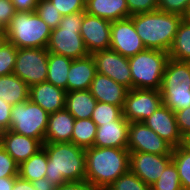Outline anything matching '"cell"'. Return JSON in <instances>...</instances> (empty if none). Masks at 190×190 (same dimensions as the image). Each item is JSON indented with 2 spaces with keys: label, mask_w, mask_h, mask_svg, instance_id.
I'll list each match as a JSON object with an SVG mask.
<instances>
[{
  "label": "cell",
  "mask_w": 190,
  "mask_h": 190,
  "mask_svg": "<svg viewBox=\"0 0 190 190\" xmlns=\"http://www.w3.org/2000/svg\"><path fill=\"white\" fill-rule=\"evenodd\" d=\"M168 54L170 59L190 62V21L183 18Z\"/></svg>",
  "instance_id": "83f0119b"
},
{
  "label": "cell",
  "mask_w": 190,
  "mask_h": 190,
  "mask_svg": "<svg viewBox=\"0 0 190 190\" xmlns=\"http://www.w3.org/2000/svg\"><path fill=\"white\" fill-rule=\"evenodd\" d=\"M143 123L173 148L185 143L179 132L174 111L163 104Z\"/></svg>",
  "instance_id": "2e32d148"
},
{
  "label": "cell",
  "mask_w": 190,
  "mask_h": 190,
  "mask_svg": "<svg viewBox=\"0 0 190 190\" xmlns=\"http://www.w3.org/2000/svg\"><path fill=\"white\" fill-rule=\"evenodd\" d=\"M16 177L0 178V190H12Z\"/></svg>",
  "instance_id": "7dc6e473"
},
{
  "label": "cell",
  "mask_w": 190,
  "mask_h": 190,
  "mask_svg": "<svg viewBox=\"0 0 190 190\" xmlns=\"http://www.w3.org/2000/svg\"><path fill=\"white\" fill-rule=\"evenodd\" d=\"M47 153L42 147L18 167V176L33 182L46 176Z\"/></svg>",
  "instance_id": "4316f807"
},
{
  "label": "cell",
  "mask_w": 190,
  "mask_h": 190,
  "mask_svg": "<svg viewBox=\"0 0 190 190\" xmlns=\"http://www.w3.org/2000/svg\"><path fill=\"white\" fill-rule=\"evenodd\" d=\"M35 12L51 29L57 28L63 17L49 0H38Z\"/></svg>",
  "instance_id": "d6a6232c"
},
{
  "label": "cell",
  "mask_w": 190,
  "mask_h": 190,
  "mask_svg": "<svg viewBox=\"0 0 190 190\" xmlns=\"http://www.w3.org/2000/svg\"><path fill=\"white\" fill-rule=\"evenodd\" d=\"M172 161L177 167L183 190H190V143L173 148Z\"/></svg>",
  "instance_id": "f546056e"
},
{
  "label": "cell",
  "mask_w": 190,
  "mask_h": 190,
  "mask_svg": "<svg viewBox=\"0 0 190 190\" xmlns=\"http://www.w3.org/2000/svg\"><path fill=\"white\" fill-rule=\"evenodd\" d=\"M105 190H150V186L129 170L117 178Z\"/></svg>",
  "instance_id": "836d02e7"
},
{
  "label": "cell",
  "mask_w": 190,
  "mask_h": 190,
  "mask_svg": "<svg viewBox=\"0 0 190 190\" xmlns=\"http://www.w3.org/2000/svg\"><path fill=\"white\" fill-rule=\"evenodd\" d=\"M129 17L138 13L153 12L158 10V0H126Z\"/></svg>",
  "instance_id": "f35d334b"
},
{
  "label": "cell",
  "mask_w": 190,
  "mask_h": 190,
  "mask_svg": "<svg viewBox=\"0 0 190 190\" xmlns=\"http://www.w3.org/2000/svg\"><path fill=\"white\" fill-rule=\"evenodd\" d=\"M128 88L115 82L110 77L97 72L89 88L97 102L109 103L123 109Z\"/></svg>",
  "instance_id": "ac0fdd59"
},
{
  "label": "cell",
  "mask_w": 190,
  "mask_h": 190,
  "mask_svg": "<svg viewBox=\"0 0 190 190\" xmlns=\"http://www.w3.org/2000/svg\"><path fill=\"white\" fill-rule=\"evenodd\" d=\"M171 161L172 155L130 152L129 170L148 186H151Z\"/></svg>",
  "instance_id": "9a60e30c"
},
{
  "label": "cell",
  "mask_w": 190,
  "mask_h": 190,
  "mask_svg": "<svg viewBox=\"0 0 190 190\" xmlns=\"http://www.w3.org/2000/svg\"><path fill=\"white\" fill-rule=\"evenodd\" d=\"M0 35H6V26L0 21Z\"/></svg>",
  "instance_id": "c3c4849f"
},
{
  "label": "cell",
  "mask_w": 190,
  "mask_h": 190,
  "mask_svg": "<svg viewBox=\"0 0 190 190\" xmlns=\"http://www.w3.org/2000/svg\"><path fill=\"white\" fill-rule=\"evenodd\" d=\"M190 0H158V10L167 13L179 14L184 17Z\"/></svg>",
  "instance_id": "74e56055"
},
{
  "label": "cell",
  "mask_w": 190,
  "mask_h": 190,
  "mask_svg": "<svg viewBox=\"0 0 190 190\" xmlns=\"http://www.w3.org/2000/svg\"><path fill=\"white\" fill-rule=\"evenodd\" d=\"M12 105L0 98V132L10 129Z\"/></svg>",
  "instance_id": "b9f144b4"
},
{
  "label": "cell",
  "mask_w": 190,
  "mask_h": 190,
  "mask_svg": "<svg viewBox=\"0 0 190 190\" xmlns=\"http://www.w3.org/2000/svg\"><path fill=\"white\" fill-rule=\"evenodd\" d=\"M183 18L186 19L187 21H190V4H189L188 10Z\"/></svg>",
  "instance_id": "f907efd6"
},
{
  "label": "cell",
  "mask_w": 190,
  "mask_h": 190,
  "mask_svg": "<svg viewBox=\"0 0 190 190\" xmlns=\"http://www.w3.org/2000/svg\"><path fill=\"white\" fill-rule=\"evenodd\" d=\"M48 50L46 48L17 49L13 74L29 87L47 80Z\"/></svg>",
  "instance_id": "9c48e42d"
},
{
  "label": "cell",
  "mask_w": 190,
  "mask_h": 190,
  "mask_svg": "<svg viewBox=\"0 0 190 190\" xmlns=\"http://www.w3.org/2000/svg\"><path fill=\"white\" fill-rule=\"evenodd\" d=\"M91 55L98 73L110 77L129 90L132 89V76L127 57L122 56L112 49L97 51Z\"/></svg>",
  "instance_id": "7c38bea8"
},
{
  "label": "cell",
  "mask_w": 190,
  "mask_h": 190,
  "mask_svg": "<svg viewBox=\"0 0 190 190\" xmlns=\"http://www.w3.org/2000/svg\"><path fill=\"white\" fill-rule=\"evenodd\" d=\"M168 59V52L153 49L129 57L132 88L160 90Z\"/></svg>",
  "instance_id": "52a82bcc"
},
{
  "label": "cell",
  "mask_w": 190,
  "mask_h": 190,
  "mask_svg": "<svg viewBox=\"0 0 190 190\" xmlns=\"http://www.w3.org/2000/svg\"><path fill=\"white\" fill-rule=\"evenodd\" d=\"M133 25L146 49L169 52L183 16L162 11L131 15Z\"/></svg>",
  "instance_id": "3957f363"
},
{
  "label": "cell",
  "mask_w": 190,
  "mask_h": 190,
  "mask_svg": "<svg viewBox=\"0 0 190 190\" xmlns=\"http://www.w3.org/2000/svg\"><path fill=\"white\" fill-rule=\"evenodd\" d=\"M174 113L180 134L186 143H190V107L175 111Z\"/></svg>",
  "instance_id": "ab89813d"
},
{
  "label": "cell",
  "mask_w": 190,
  "mask_h": 190,
  "mask_svg": "<svg viewBox=\"0 0 190 190\" xmlns=\"http://www.w3.org/2000/svg\"><path fill=\"white\" fill-rule=\"evenodd\" d=\"M85 181L97 190H105L129 171L130 152L127 148L95 147L85 149Z\"/></svg>",
  "instance_id": "6da1fadb"
},
{
  "label": "cell",
  "mask_w": 190,
  "mask_h": 190,
  "mask_svg": "<svg viewBox=\"0 0 190 190\" xmlns=\"http://www.w3.org/2000/svg\"><path fill=\"white\" fill-rule=\"evenodd\" d=\"M12 190H35L32 182L24 180L17 176L14 181V186Z\"/></svg>",
  "instance_id": "bcb514c9"
},
{
  "label": "cell",
  "mask_w": 190,
  "mask_h": 190,
  "mask_svg": "<svg viewBox=\"0 0 190 190\" xmlns=\"http://www.w3.org/2000/svg\"><path fill=\"white\" fill-rule=\"evenodd\" d=\"M35 190H56L57 185L51 183L46 177L32 182Z\"/></svg>",
  "instance_id": "f6af8a7d"
},
{
  "label": "cell",
  "mask_w": 190,
  "mask_h": 190,
  "mask_svg": "<svg viewBox=\"0 0 190 190\" xmlns=\"http://www.w3.org/2000/svg\"><path fill=\"white\" fill-rule=\"evenodd\" d=\"M163 104L159 90H128L123 106V116L129 122H143Z\"/></svg>",
  "instance_id": "30bf717a"
},
{
  "label": "cell",
  "mask_w": 190,
  "mask_h": 190,
  "mask_svg": "<svg viewBox=\"0 0 190 190\" xmlns=\"http://www.w3.org/2000/svg\"><path fill=\"white\" fill-rule=\"evenodd\" d=\"M122 115L123 110L121 107L109 103L97 102L91 119L97 126H100L102 123H110L111 121L117 120Z\"/></svg>",
  "instance_id": "1f68e13d"
},
{
  "label": "cell",
  "mask_w": 190,
  "mask_h": 190,
  "mask_svg": "<svg viewBox=\"0 0 190 190\" xmlns=\"http://www.w3.org/2000/svg\"><path fill=\"white\" fill-rule=\"evenodd\" d=\"M66 93L47 81L29 87V99L49 114L65 108Z\"/></svg>",
  "instance_id": "ffe728a7"
},
{
  "label": "cell",
  "mask_w": 190,
  "mask_h": 190,
  "mask_svg": "<svg viewBox=\"0 0 190 190\" xmlns=\"http://www.w3.org/2000/svg\"><path fill=\"white\" fill-rule=\"evenodd\" d=\"M17 48L10 42L6 41L0 48V76L13 73Z\"/></svg>",
  "instance_id": "e575fe53"
},
{
  "label": "cell",
  "mask_w": 190,
  "mask_h": 190,
  "mask_svg": "<svg viewBox=\"0 0 190 190\" xmlns=\"http://www.w3.org/2000/svg\"><path fill=\"white\" fill-rule=\"evenodd\" d=\"M71 58L48 53L47 82L67 92V76L72 63Z\"/></svg>",
  "instance_id": "484cf974"
},
{
  "label": "cell",
  "mask_w": 190,
  "mask_h": 190,
  "mask_svg": "<svg viewBox=\"0 0 190 190\" xmlns=\"http://www.w3.org/2000/svg\"><path fill=\"white\" fill-rule=\"evenodd\" d=\"M96 74L97 69L91 54L72 60L67 76V92L88 90Z\"/></svg>",
  "instance_id": "44dd1931"
},
{
  "label": "cell",
  "mask_w": 190,
  "mask_h": 190,
  "mask_svg": "<svg viewBox=\"0 0 190 190\" xmlns=\"http://www.w3.org/2000/svg\"><path fill=\"white\" fill-rule=\"evenodd\" d=\"M74 123V116L65 108L50 113L44 142H71Z\"/></svg>",
  "instance_id": "7402d4cb"
},
{
  "label": "cell",
  "mask_w": 190,
  "mask_h": 190,
  "mask_svg": "<svg viewBox=\"0 0 190 190\" xmlns=\"http://www.w3.org/2000/svg\"><path fill=\"white\" fill-rule=\"evenodd\" d=\"M85 11H79L62 17L57 28L52 29L46 49L71 59H79L89 55L80 29Z\"/></svg>",
  "instance_id": "8992f818"
},
{
  "label": "cell",
  "mask_w": 190,
  "mask_h": 190,
  "mask_svg": "<svg viewBox=\"0 0 190 190\" xmlns=\"http://www.w3.org/2000/svg\"><path fill=\"white\" fill-rule=\"evenodd\" d=\"M7 41L6 35H0V48Z\"/></svg>",
  "instance_id": "681fc988"
},
{
  "label": "cell",
  "mask_w": 190,
  "mask_h": 190,
  "mask_svg": "<svg viewBox=\"0 0 190 190\" xmlns=\"http://www.w3.org/2000/svg\"><path fill=\"white\" fill-rule=\"evenodd\" d=\"M129 123L122 115L117 120L97 126L93 146L127 148Z\"/></svg>",
  "instance_id": "d6986e66"
},
{
  "label": "cell",
  "mask_w": 190,
  "mask_h": 190,
  "mask_svg": "<svg viewBox=\"0 0 190 190\" xmlns=\"http://www.w3.org/2000/svg\"><path fill=\"white\" fill-rule=\"evenodd\" d=\"M48 120L49 113L28 99L12 105L9 130L38 139L43 144Z\"/></svg>",
  "instance_id": "ba28073f"
},
{
  "label": "cell",
  "mask_w": 190,
  "mask_h": 190,
  "mask_svg": "<svg viewBox=\"0 0 190 190\" xmlns=\"http://www.w3.org/2000/svg\"><path fill=\"white\" fill-rule=\"evenodd\" d=\"M51 31L35 11H17L6 26L7 41L17 49L46 48Z\"/></svg>",
  "instance_id": "277c9868"
},
{
  "label": "cell",
  "mask_w": 190,
  "mask_h": 190,
  "mask_svg": "<svg viewBox=\"0 0 190 190\" xmlns=\"http://www.w3.org/2000/svg\"><path fill=\"white\" fill-rule=\"evenodd\" d=\"M97 100L88 90H79L66 93L65 109L75 119L91 118Z\"/></svg>",
  "instance_id": "cb8c5ba5"
},
{
  "label": "cell",
  "mask_w": 190,
  "mask_h": 190,
  "mask_svg": "<svg viewBox=\"0 0 190 190\" xmlns=\"http://www.w3.org/2000/svg\"><path fill=\"white\" fill-rule=\"evenodd\" d=\"M63 16L85 11L86 0H49Z\"/></svg>",
  "instance_id": "8d00e7d4"
},
{
  "label": "cell",
  "mask_w": 190,
  "mask_h": 190,
  "mask_svg": "<svg viewBox=\"0 0 190 190\" xmlns=\"http://www.w3.org/2000/svg\"><path fill=\"white\" fill-rule=\"evenodd\" d=\"M47 153L46 178L59 186L67 182L85 181V149L71 142H44Z\"/></svg>",
  "instance_id": "7a4b0ae2"
},
{
  "label": "cell",
  "mask_w": 190,
  "mask_h": 190,
  "mask_svg": "<svg viewBox=\"0 0 190 190\" xmlns=\"http://www.w3.org/2000/svg\"><path fill=\"white\" fill-rule=\"evenodd\" d=\"M85 11L111 22L129 18L126 0H86Z\"/></svg>",
  "instance_id": "603a6c76"
},
{
  "label": "cell",
  "mask_w": 190,
  "mask_h": 190,
  "mask_svg": "<svg viewBox=\"0 0 190 190\" xmlns=\"http://www.w3.org/2000/svg\"><path fill=\"white\" fill-rule=\"evenodd\" d=\"M19 165L0 145V178L17 177Z\"/></svg>",
  "instance_id": "d590c367"
},
{
  "label": "cell",
  "mask_w": 190,
  "mask_h": 190,
  "mask_svg": "<svg viewBox=\"0 0 190 190\" xmlns=\"http://www.w3.org/2000/svg\"><path fill=\"white\" fill-rule=\"evenodd\" d=\"M56 190H97L86 181L67 182L57 186Z\"/></svg>",
  "instance_id": "7bdbcfd3"
},
{
  "label": "cell",
  "mask_w": 190,
  "mask_h": 190,
  "mask_svg": "<svg viewBox=\"0 0 190 190\" xmlns=\"http://www.w3.org/2000/svg\"><path fill=\"white\" fill-rule=\"evenodd\" d=\"M97 125L91 118L75 119L71 143L87 149L93 146Z\"/></svg>",
  "instance_id": "f1b7e54d"
},
{
  "label": "cell",
  "mask_w": 190,
  "mask_h": 190,
  "mask_svg": "<svg viewBox=\"0 0 190 190\" xmlns=\"http://www.w3.org/2000/svg\"><path fill=\"white\" fill-rule=\"evenodd\" d=\"M110 49L127 58L146 49L130 17L111 22Z\"/></svg>",
  "instance_id": "4fadbf2b"
},
{
  "label": "cell",
  "mask_w": 190,
  "mask_h": 190,
  "mask_svg": "<svg viewBox=\"0 0 190 190\" xmlns=\"http://www.w3.org/2000/svg\"><path fill=\"white\" fill-rule=\"evenodd\" d=\"M150 190H183L178 170L171 161L157 181L150 186Z\"/></svg>",
  "instance_id": "4dcf8cb0"
},
{
  "label": "cell",
  "mask_w": 190,
  "mask_h": 190,
  "mask_svg": "<svg viewBox=\"0 0 190 190\" xmlns=\"http://www.w3.org/2000/svg\"><path fill=\"white\" fill-rule=\"evenodd\" d=\"M129 152L172 155L173 147L143 122H130L128 128Z\"/></svg>",
  "instance_id": "8fae6325"
},
{
  "label": "cell",
  "mask_w": 190,
  "mask_h": 190,
  "mask_svg": "<svg viewBox=\"0 0 190 190\" xmlns=\"http://www.w3.org/2000/svg\"><path fill=\"white\" fill-rule=\"evenodd\" d=\"M159 91L163 105L172 111L190 107V62L169 58Z\"/></svg>",
  "instance_id": "5b68a950"
},
{
  "label": "cell",
  "mask_w": 190,
  "mask_h": 190,
  "mask_svg": "<svg viewBox=\"0 0 190 190\" xmlns=\"http://www.w3.org/2000/svg\"><path fill=\"white\" fill-rule=\"evenodd\" d=\"M0 145L20 165L40 150L43 144L38 139L5 130L0 133Z\"/></svg>",
  "instance_id": "e0dca14e"
},
{
  "label": "cell",
  "mask_w": 190,
  "mask_h": 190,
  "mask_svg": "<svg viewBox=\"0 0 190 190\" xmlns=\"http://www.w3.org/2000/svg\"><path fill=\"white\" fill-rule=\"evenodd\" d=\"M0 98L11 105L29 99V86L13 73L0 76Z\"/></svg>",
  "instance_id": "d4e9b609"
},
{
  "label": "cell",
  "mask_w": 190,
  "mask_h": 190,
  "mask_svg": "<svg viewBox=\"0 0 190 190\" xmlns=\"http://www.w3.org/2000/svg\"><path fill=\"white\" fill-rule=\"evenodd\" d=\"M16 11H35L38 0H12Z\"/></svg>",
  "instance_id": "ee69618b"
},
{
  "label": "cell",
  "mask_w": 190,
  "mask_h": 190,
  "mask_svg": "<svg viewBox=\"0 0 190 190\" xmlns=\"http://www.w3.org/2000/svg\"><path fill=\"white\" fill-rule=\"evenodd\" d=\"M80 35L89 54L110 49L111 21L90 15L85 11Z\"/></svg>",
  "instance_id": "5bb4252c"
},
{
  "label": "cell",
  "mask_w": 190,
  "mask_h": 190,
  "mask_svg": "<svg viewBox=\"0 0 190 190\" xmlns=\"http://www.w3.org/2000/svg\"><path fill=\"white\" fill-rule=\"evenodd\" d=\"M12 0H0V21L7 26L16 13Z\"/></svg>",
  "instance_id": "60d3db41"
}]
</instances>
